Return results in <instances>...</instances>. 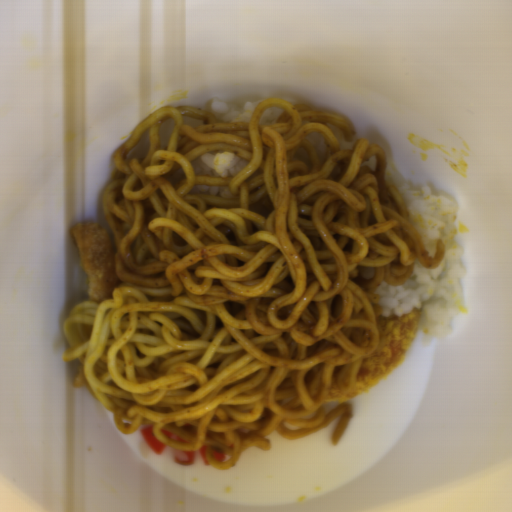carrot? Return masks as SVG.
I'll list each match as a JSON object with an SVG mask.
<instances>
[{
    "label": "carrot",
    "mask_w": 512,
    "mask_h": 512,
    "mask_svg": "<svg viewBox=\"0 0 512 512\" xmlns=\"http://www.w3.org/2000/svg\"><path fill=\"white\" fill-rule=\"evenodd\" d=\"M210 455H211V458L219 461L220 463L224 460V458L226 457V454L220 452V451H217L215 449L212 448L211 452H210Z\"/></svg>",
    "instance_id": "79d8ee17"
},
{
    "label": "carrot",
    "mask_w": 512,
    "mask_h": 512,
    "mask_svg": "<svg viewBox=\"0 0 512 512\" xmlns=\"http://www.w3.org/2000/svg\"><path fill=\"white\" fill-rule=\"evenodd\" d=\"M196 450H180L175 448V460L181 464H191Z\"/></svg>",
    "instance_id": "cead05ca"
},
{
    "label": "carrot",
    "mask_w": 512,
    "mask_h": 512,
    "mask_svg": "<svg viewBox=\"0 0 512 512\" xmlns=\"http://www.w3.org/2000/svg\"><path fill=\"white\" fill-rule=\"evenodd\" d=\"M160 432H161L163 437L168 438V439H170L172 441H179V442H185V443L186 442H190L187 439H185L184 437H182L180 435H177V434H175V433H173L171 431H168V430H166L164 428Z\"/></svg>",
    "instance_id": "1c9b5961"
},
{
    "label": "carrot",
    "mask_w": 512,
    "mask_h": 512,
    "mask_svg": "<svg viewBox=\"0 0 512 512\" xmlns=\"http://www.w3.org/2000/svg\"><path fill=\"white\" fill-rule=\"evenodd\" d=\"M198 452H199V456H200V458H201V460H202L203 464H205V465H207V466H208V465H213V464L209 461V459H208V457H207V455H206V445H203L200 449H198Z\"/></svg>",
    "instance_id": "07d2c1c8"
},
{
    "label": "carrot",
    "mask_w": 512,
    "mask_h": 512,
    "mask_svg": "<svg viewBox=\"0 0 512 512\" xmlns=\"http://www.w3.org/2000/svg\"><path fill=\"white\" fill-rule=\"evenodd\" d=\"M153 426L154 424H145L141 429L140 433L146 443L151 447V449L155 452V454H161L169 445L164 443L163 441L157 439L153 435Z\"/></svg>",
    "instance_id": "b8716197"
}]
</instances>
